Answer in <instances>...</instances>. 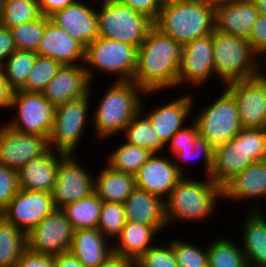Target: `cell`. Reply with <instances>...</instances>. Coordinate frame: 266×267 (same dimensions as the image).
Instances as JSON below:
<instances>
[{"instance_id": "cell-1", "label": "cell", "mask_w": 266, "mask_h": 267, "mask_svg": "<svg viewBox=\"0 0 266 267\" xmlns=\"http://www.w3.org/2000/svg\"><path fill=\"white\" fill-rule=\"evenodd\" d=\"M182 46L154 25L137 48L133 77L145 92H158L177 86Z\"/></svg>"}, {"instance_id": "cell-2", "label": "cell", "mask_w": 266, "mask_h": 267, "mask_svg": "<svg viewBox=\"0 0 266 267\" xmlns=\"http://www.w3.org/2000/svg\"><path fill=\"white\" fill-rule=\"evenodd\" d=\"M215 4L200 0L165 2L153 25L181 46L211 34L215 29Z\"/></svg>"}, {"instance_id": "cell-3", "label": "cell", "mask_w": 266, "mask_h": 267, "mask_svg": "<svg viewBox=\"0 0 266 267\" xmlns=\"http://www.w3.org/2000/svg\"><path fill=\"white\" fill-rule=\"evenodd\" d=\"M266 160V128H243L235 137L214 148L210 178L223 188L255 162Z\"/></svg>"}, {"instance_id": "cell-4", "label": "cell", "mask_w": 266, "mask_h": 267, "mask_svg": "<svg viewBox=\"0 0 266 267\" xmlns=\"http://www.w3.org/2000/svg\"><path fill=\"white\" fill-rule=\"evenodd\" d=\"M113 85L99 101L100 105L95 110L96 114L93 118L95 136L104 140L106 137H112L124 131L141 110V100L145 99L142 98L144 94L156 93L145 92L133 81H115Z\"/></svg>"}, {"instance_id": "cell-5", "label": "cell", "mask_w": 266, "mask_h": 267, "mask_svg": "<svg viewBox=\"0 0 266 267\" xmlns=\"http://www.w3.org/2000/svg\"><path fill=\"white\" fill-rule=\"evenodd\" d=\"M207 179V180H206ZM203 181L183 176L165 200V217L170 224L203 220L214 212L218 199L223 198L222 188L211 178Z\"/></svg>"}, {"instance_id": "cell-6", "label": "cell", "mask_w": 266, "mask_h": 267, "mask_svg": "<svg viewBox=\"0 0 266 267\" xmlns=\"http://www.w3.org/2000/svg\"><path fill=\"white\" fill-rule=\"evenodd\" d=\"M259 61L248 39L214 29L213 65L223 84L257 77Z\"/></svg>"}, {"instance_id": "cell-7", "label": "cell", "mask_w": 266, "mask_h": 267, "mask_svg": "<svg viewBox=\"0 0 266 267\" xmlns=\"http://www.w3.org/2000/svg\"><path fill=\"white\" fill-rule=\"evenodd\" d=\"M99 1L101 9H97L98 37L121 41L138 48L146 39L153 21L117 0Z\"/></svg>"}, {"instance_id": "cell-8", "label": "cell", "mask_w": 266, "mask_h": 267, "mask_svg": "<svg viewBox=\"0 0 266 267\" xmlns=\"http://www.w3.org/2000/svg\"><path fill=\"white\" fill-rule=\"evenodd\" d=\"M83 64L92 83L93 70L113 73L119 78L117 81H132L137 67V47L97 37L85 47Z\"/></svg>"}, {"instance_id": "cell-9", "label": "cell", "mask_w": 266, "mask_h": 267, "mask_svg": "<svg viewBox=\"0 0 266 267\" xmlns=\"http://www.w3.org/2000/svg\"><path fill=\"white\" fill-rule=\"evenodd\" d=\"M212 104L202 109L192 121L214 148L225 144L235 137L242 129L238 107L234 95L227 89Z\"/></svg>"}, {"instance_id": "cell-10", "label": "cell", "mask_w": 266, "mask_h": 267, "mask_svg": "<svg viewBox=\"0 0 266 267\" xmlns=\"http://www.w3.org/2000/svg\"><path fill=\"white\" fill-rule=\"evenodd\" d=\"M91 91L92 86L88 95L55 108L53 129L48 139L50 149L74 155L84 128L87 127Z\"/></svg>"}, {"instance_id": "cell-11", "label": "cell", "mask_w": 266, "mask_h": 267, "mask_svg": "<svg viewBox=\"0 0 266 267\" xmlns=\"http://www.w3.org/2000/svg\"><path fill=\"white\" fill-rule=\"evenodd\" d=\"M16 108L17 116L10 123L11 128L22 133L38 135L47 140L53 129L55 107L44 97L43 93L16 90L11 106Z\"/></svg>"}, {"instance_id": "cell-12", "label": "cell", "mask_w": 266, "mask_h": 267, "mask_svg": "<svg viewBox=\"0 0 266 267\" xmlns=\"http://www.w3.org/2000/svg\"><path fill=\"white\" fill-rule=\"evenodd\" d=\"M73 232L64 212L56 208L26 234L27 249L52 256L69 252Z\"/></svg>"}, {"instance_id": "cell-13", "label": "cell", "mask_w": 266, "mask_h": 267, "mask_svg": "<svg viewBox=\"0 0 266 267\" xmlns=\"http://www.w3.org/2000/svg\"><path fill=\"white\" fill-rule=\"evenodd\" d=\"M55 209L52 193L19 189L2 213L6 221L28 234Z\"/></svg>"}, {"instance_id": "cell-14", "label": "cell", "mask_w": 266, "mask_h": 267, "mask_svg": "<svg viewBox=\"0 0 266 267\" xmlns=\"http://www.w3.org/2000/svg\"><path fill=\"white\" fill-rule=\"evenodd\" d=\"M73 154H65L60 159L57 178L52 191L56 208L86 198L94 193V177Z\"/></svg>"}, {"instance_id": "cell-15", "label": "cell", "mask_w": 266, "mask_h": 267, "mask_svg": "<svg viewBox=\"0 0 266 267\" xmlns=\"http://www.w3.org/2000/svg\"><path fill=\"white\" fill-rule=\"evenodd\" d=\"M49 149L46 138L22 133L7 124L0 127V164L19 171L24 165Z\"/></svg>"}, {"instance_id": "cell-16", "label": "cell", "mask_w": 266, "mask_h": 267, "mask_svg": "<svg viewBox=\"0 0 266 267\" xmlns=\"http://www.w3.org/2000/svg\"><path fill=\"white\" fill-rule=\"evenodd\" d=\"M162 156L159 153H153L142 165L135 174V187L166 200L186 174L184 173L185 167L169 157Z\"/></svg>"}, {"instance_id": "cell-17", "label": "cell", "mask_w": 266, "mask_h": 267, "mask_svg": "<svg viewBox=\"0 0 266 267\" xmlns=\"http://www.w3.org/2000/svg\"><path fill=\"white\" fill-rule=\"evenodd\" d=\"M212 74L215 75L213 33L196 38L182 46L177 86H182L183 83L200 86L207 82Z\"/></svg>"}, {"instance_id": "cell-18", "label": "cell", "mask_w": 266, "mask_h": 267, "mask_svg": "<svg viewBox=\"0 0 266 267\" xmlns=\"http://www.w3.org/2000/svg\"><path fill=\"white\" fill-rule=\"evenodd\" d=\"M225 88L236 99L243 128H266V82L255 77L230 82Z\"/></svg>"}, {"instance_id": "cell-19", "label": "cell", "mask_w": 266, "mask_h": 267, "mask_svg": "<svg viewBox=\"0 0 266 267\" xmlns=\"http://www.w3.org/2000/svg\"><path fill=\"white\" fill-rule=\"evenodd\" d=\"M90 6L80 0L54 12L49 19L86 47L98 37L97 9Z\"/></svg>"}, {"instance_id": "cell-20", "label": "cell", "mask_w": 266, "mask_h": 267, "mask_svg": "<svg viewBox=\"0 0 266 267\" xmlns=\"http://www.w3.org/2000/svg\"><path fill=\"white\" fill-rule=\"evenodd\" d=\"M91 84L83 64L62 65L42 93L56 108L88 95Z\"/></svg>"}, {"instance_id": "cell-21", "label": "cell", "mask_w": 266, "mask_h": 267, "mask_svg": "<svg viewBox=\"0 0 266 267\" xmlns=\"http://www.w3.org/2000/svg\"><path fill=\"white\" fill-rule=\"evenodd\" d=\"M258 15L252 0L215 4V30L248 39Z\"/></svg>"}, {"instance_id": "cell-22", "label": "cell", "mask_w": 266, "mask_h": 267, "mask_svg": "<svg viewBox=\"0 0 266 267\" xmlns=\"http://www.w3.org/2000/svg\"><path fill=\"white\" fill-rule=\"evenodd\" d=\"M84 51L85 47L80 42L49 20L35 53L51 58L61 65H80L84 63Z\"/></svg>"}, {"instance_id": "cell-23", "label": "cell", "mask_w": 266, "mask_h": 267, "mask_svg": "<svg viewBox=\"0 0 266 267\" xmlns=\"http://www.w3.org/2000/svg\"><path fill=\"white\" fill-rule=\"evenodd\" d=\"M123 205L126 221L152 227L158 234L167 228L165 200L159 196L135 187Z\"/></svg>"}, {"instance_id": "cell-24", "label": "cell", "mask_w": 266, "mask_h": 267, "mask_svg": "<svg viewBox=\"0 0 266 267\" xmlns=\"http://www.w3.org/2000/svg\"><path fill=\"white\" fill-rule=\"evenodd\" d=\"M64 155V153L53 152L49 148L42 156L32 159L24 165L17 172L19 189L52 193L60 159Z\"/></svg>"}, {"instance_id": "cell-25", "label": "cell", "mask_w": 266, "mask_h": 267, "mask_svg": "<svg viewBox=\"0 0 266 267\" xmlns=\"http://www.w3.org/2000/svg\"><path fill=\"white\" fill-rule=\"evenodd\" d=\"M193 104L192 94H185L145 115L165 145L178 130L184 128L182 125L190 117Z\"/></svg>"}, {"instance_id": "cell-26", "label": "cell", "mask_w": 266, "mask_h": 267, "mask_svg": "<svg viewBox=\"0 0 266 267\" xmlns=\"http://www.w3.org/2000/svg\"><path fill=\"white\" fill-rule=\"evenodd\" d=\"M223 198L266 200V160L255 162L232 178L222 188Z\"/></svg>"}, {"instance_id": "cell-27", "label": "cell", "mask_w": 266, "mask_h": 267, "mask_svg": "<svg viewBox=\"0 0 266 267\" xmlns=\"http://www.w3.org/2000/svg\"><path fill=\"white\" fill-rule=\"evenodd\" d=\"M97 229H78L73 232L69 252L85 267H98L112 253L113 246Z\"/></svg>"}, {"instance_id": "cell-28", "label": "cell", "mask_w": 266, "mask_h": 267, "mask_svg": "<svg viewBox=\"0 0 266 267\" xmlns=\"http://www.w3.org/2000/svg\"><path fill=\"white\" fill-rule=\"evenodd\" d=\"M247 214L241 238L248 267H266V219L255 206Z\"/></svg>"}, {"instance_id": "cell-29", "label": "cell", "mask_w": 266, "mask_h": 267, "mask_svg": "<svg viewBox=\"0 0 266 267\" xmlns=\"http://www.w3.org/2000/svg\"><path fill=\"white\" fill-rule=\"evenodd\" d=\"M94 179V192L102 202L122 203L135 188V175L114 170L108 164Z\"/></svg>"}, {"instance_id": "cell-30", "label": "cell", "mask_w": 266, "mask_h": 267, "mask_svg": "<svg viewBox=\"0 0 266 267\" xmlns=\"http://www.w3.org/2000/svg\"><path fill=\"white\" fill-rule=\"evenodd\" d=\"M156 235L158 234L152 227L126 221L117 237L119 241L113 245V253L136 261L153 247L152 240H156Z\"/></svg>"}, {"instance_id": "cell-31", "label": "cell", "mask_w": 266, "mask_h": 267, "mask_svg": "<svg viewBox=\"0 0 266 267\" xmlns=\"http://www.w3.org/2000/svg\"><path fill=\"white\" fill-rule=\"evenodd\" d=\"M102 200L94 192L90 196L63 206L61 210L73 230L94 229L98 226Z\"/></svg>"}, {"instance_id": "cell-32", "label": "cell", "mask_w": 266, "mask_h": 267, "mask_svg": "<svg viewBox=\"0 0 266 267\" xmlns=\"http://www.w3.org/2000/svg\"><path fill=\"white\" fill-rule=\"evenodd\" d=\"M144 102L141 103V110L134 116L131 122L124 129L123 134L126 142L145 147L152 153H160L166 148L159 135L155 132L150 120L143 113ZM142 115V116H141Z\"/></svg>"}, {"instance_id": "cell-33", "label": "cell", "mask_w": 266, "mask_h": 267, "mask_svg": "<svg viewBox=\"0 0 266 267\" xmlns=\"http://www.w3.org/2000/svg\"><path fill=\"white\" fill-rule=\"evenodd\" d=\"M26 249V234L2 217L0 219V267H16Z\"/></svg>"}, {"instance_id": "cell-34", "label": "cell", "mask_w": 266, "mask_h": 267, "mask_svg": "<svg viewBox=\"0 0 266 267\" xmlns=\"http://www.w3.org/2000/svg\"><path fill=\"white\" fill-rule=\"evenodd\" d=\"M36 58L34 51L16 50L1 64V74L14 91L25 86Z\"/></svg>"}, {"instance_id": "cell-35", "label": "cell", "mask_w": 266, "mask_h": 267, "mask_svg": "<svg viewBox=\"0 0 266 267\" xmlns=\"http://www.w3.org/2000/svg\"><path fill=\"white\" fill-rule=\"evenodd\" d=\"M243 248L229 238L213 240L207 245L209 267H248Z\"/></svg>"}, {"instance_id": "cell-36", "label": "cell", "mask_w": 266, "mask_h": 267, "mask_svg": "<svg viewBox=\"0 0 266 267\" xmlns=\"http://www.w3.org/2000/svg\"><path fill=\"white\" fill-rule=\"evenodd\" d=\"M153 153L141 146L124 142L108 156V165L114 170L135 175Z\"/></svg>"}, {"instance_id": "cell-37", "label": "cell", "mask_w": 266, "mask_h": 267, "mask_svg": "<svg viewBox=\"0 0 266 267\" xmlns=\"http://www.w3.org/2000/svg\"><path fill=\"white\" fill-rule=\"evenodd\" d=\"M1 26L11 28L42 16L38 0H2Z\"/></svg>"}, {"instance_id": "cell-38", "label": "cell", "mask_w": 266, "mask_h": 267, "mask_svg": "<svg viewBox=\"0 0 266 267\" xmlns=\"http://www.w3.org/2000/svg\"><path fill=\"white\" fill-rule=\"evenodd\" d=\"M49 20V17L42 15L34 21L11 27L10 31L16 50L36 52L44 34L45 24Z\"/></svg>"}, {"instance_id": "cell-39", "label": "cell", "mask_w": 266, "mask_h": 267, "mask_svg": "<svg viewBox=\"0 0 266 267\" xmlns=\"http://www.w3.org/2000/svg\"><path fill=\"white\" fill-rule=\"evenodd\" d=\"M61 66L62 65L59 62L51 58L37 55L35 64L28 75L26 84L21 90L42 93Z\"/></svg>"}, {"instance_id": "cell-40", "label": "cell", "mask_w": 266, "mask_h": 267, "mask_svg": "<svg viewBox=\"0 0 266 267\" xmlns=\"http://www.w3.org/2000/svg\"><path fill=\"white\" fill-rule=\"evenodd\" d=\"M126 224L124 205L119 202H102L97 229L108 239L120 235Z\"/></svg>"}, {"instance_id": "cell-41", "label": "cell", "mask_w": 266, "mask_h": 267, "mask_svg": "<svg viewBox=\"0 0 266 267\" xmlns=\"http://www.w3.org/2000/svg\"><path fill=\"white\" fill-rule=\"evenodd\" d=\"M178 267H209L207 246L205 249L186 243L181 239L170 240Z\"/></svg>"}, {"instance_id": "cell-42", "label": "cell", "mask_w": 266, "mask_h": 267, "mask_svg": "<svg viewBox=\"0 0 266 267\" xmlns=\"http://www.w3.org/2000/svg\"><path fill=\"white\" fill-rule=\"evenodd\" d=\"M162 246L151 247L136 261L135 267H178L173 248L170 244L162 243Z\"/></svg>"}, {"instance_id": "cell-43", "label": "cell", "mask_w": 266, "mask_h": 267, "mask_svg": "<svg viewBox=\"0 0 266 267\" xmlns=\"http://www.w3.org/2000/svg\"><path fill=\"white\" fill-rule=\"evenodd\" d=\"M198 154V155H197ZM197 155V157H196ZM203 159L205 175L210 178L211 170L213 166L214 147L202 136L198 135L195 139L194 149L179 150L174 157L179 161H190L192 158L196 159L201 157Z\"/></svg>"}, {"instance_id": "cell-44", "label": "cell", "mask_w": 266, "mask_h": 267, "mask_svg": "<svg viewBox=\"0 0 266 267\" xmlns=\"http://www.w3.org/2000/svg\"><path fill=\"white\" fill-rule=\"evenodd\" d=\"M19 190L17 171L0 164V209L3 211Z\"/></svg>"}, {"instance_id": "cell-45", "label": "cell", "mask_w": 266, "mask_h": 267, "mask_svg": "<svg viewBox=\"0 0 266 267\" xmlns=\"http://www.w3.org/2000/svg\"><path fill=\"white\" fill-rule=\"evenodd\" d=\"M191 126L178 130L166 144L170 152L175 155L179 150L194 149L195 139L199 135V129L195 122Z\"/></svg>"}, {"instance_id": "cell-46", "label": "cell", "mask_w": 266, "mask_h": 267, "mask_svg": "<svg viewBox=\"0 0 266 267\" xmlns=\"http://www.w3.org/2000/svg\"><path fill=\"white\" fill-rule=\"evenodd\" d=\"M248 41L258 56L266 50V16H257Z\"/></svg>"}, {"instance_id": "cell-47", "label": "cell", "mask_w": 266, "mask_h": 267, "mask_svg": "<svg viewBox=\"0 0 266 267\" xmlns=\"http://www.w3.org/2000/svg\"><path fill=\"white\" fill-rule=\"evenodd\" d=\"M121 3L129 5L135 11L146 15L153 22L158 17L159 11L163 7L162 0H117Z\"/></svg>"}, {"instance_id": "cell-48", "label": "cell", "mask_w": 266, "mask_h": 267, "mask_svg": "<svg viewBox=\"0 0 266 267\" xmlns=\"http://www.w3.org/2000/svg\"><path fill=\"white\" fill-rule=\"evenodd\" d=\"M16 267H55L54 257L34 253L26 249L18 260Z\"/></svg>"}, {"instance_id": "cell-49", "label": "cell", "mask_w": 266, "mask_h": 267, "mask_svg": "<svg viewBox=\"0 0 266 267\" xmlns=\"http://www.w3.org/2000/svg\"><path fill=\"white\" fill-rule=\"evenodd\" d=\"M15 51L16 47L10 28L0 25V65Z\"/></svg>"}, {"instance_id": "cell-50", "label": "cell", "mask_w": 266, "mask_h": 267, "mask_svg": "<svg viewBox=\"0 0 266 267\" xmlns=\"http://www.w3.org/2000/svg\"><path fill=\"white\" fill-rule=\"evenodd\" d=\"M39 8L43 16L49 17L54 12L62 10L78 0H38Z\"/></svg>"}, {"instance_id": "cell-51", "label": "cell", "mask_w": 266, "mask_h": 267, "mask_svg": "<svg viewBox=\"0 0 266 267\" xmlns=\"http://www.w3.org/2000/svg\"><path fill=\"white\" fill-rule=\"evenodd\" d=\"M98 267H135V261L131 258L112 253Z\"/></svg>"}, {"instance_id": "cell-52", "label": "cell", "mask_w": 266, "mask_h": 267, "mask_svg": "<svg viewBox=\"0 0 266 267\" xmlns=\"http://www.w3.org/2000/svg\"><path fill=\"white\" fill-rule=\"evenodd\" d=\"M55 267H85L75 256L70 252L54 255Z\"/></svg>"}, {"instance_id": "cell-53", "label": "cell", "mask_w": 266, "mask_h": 267, "mask_svg": "<svg viewBox=\"0 0 266 267\" xmlns=\"http://www.w3.org/2000/svg\"><path fill=\"white\" fill-rule=\"evenodd\" d=\"M14 90L5 81L2 74L0 75V108L4 110L10 109L11 101L13 97Z\"/></svg>"}, {"instance_id": "cell-54", "label": "cell", "mask_w": 266, "mask_h": 267, "mask_svg": "<svg viewBox=\"0 0 266 267\" xmlns=\"http://www.w3.org/2000/svg\"><path fill=\"white\" fill-rule=\"evenodd\" d=\"M258 13L260 15L266 16V0H252Z\"/></svg>"}, {"instance_id": "cell-55", "label": "cell", "mask_w": 266, "mask_h": 267, "mask_svg": "<svg viewBox=\"0 0 266 267\" xmlns=\"http://www.w3.org/2000/svg\"><path fill=\"white\" fill-rule=\"evenodd\" d=\"M264 54H266V50H264L258 57H261V56H263ZM265 59H266V57H265ZM266 62V61H265ZM261 72V69L260 68H258V73H257V77L259 78V79H261L262 81H264V82H266V74L265 73H260Z\"/></svg>"}, {"instance_id": "cell-56", "label": "cell", "mask_w": 266, "mask_h": 267, "mask_svg": "<svg viewBox=\"0 0 266 267\" xmlns=\"http://www.w3.org/2000/svg\"><path fill=\"white\" fill-rule=\"evenodd\" d=\"M200 1H205V2L212 3V4H218L221 2H227V1H231V0H200Z\"/></svg>"}, {"instance_id": "cell-57", "label": "cell", "mask_w": 266, "mask_h": 267, "mask_svg": "<svg viewBox=\"0 0 266 267\" xmlns=\"http://www.w3.org/2000/svg\"><path fill=\"white\" fill-rule=\"evenodd\" d=\"M1 10H2V0H0V24H1V14H2Z\"/></svg>"}, {"instance_id": "cell-58", "label": "cell", "mask_w": 266, "mask_h": 267, "mask_svg": "<svg viewBox=\"0 0 266 267\" xmlns=\"http://www.w3.org/2000/svg\"><path fill=\"white\" fill-rule=\"evenodd\" d=\"M3 217L2 210L0 209V219Z\"/></svg>"}, {"instance_id": "cell-59", "label": "cell", "mask_w": 266, "mask_h": 267, "mask_svg": "<svg viewBox=\"0 0 266 267\" xmlns=\"http://www.w3.org/2000/svg\"><path fill=\"white\" fill-rule=\"evenodd\" d=\"M162 1L165 3V2L174 1V0H162Z\"/></svg>"}]
</instances>
